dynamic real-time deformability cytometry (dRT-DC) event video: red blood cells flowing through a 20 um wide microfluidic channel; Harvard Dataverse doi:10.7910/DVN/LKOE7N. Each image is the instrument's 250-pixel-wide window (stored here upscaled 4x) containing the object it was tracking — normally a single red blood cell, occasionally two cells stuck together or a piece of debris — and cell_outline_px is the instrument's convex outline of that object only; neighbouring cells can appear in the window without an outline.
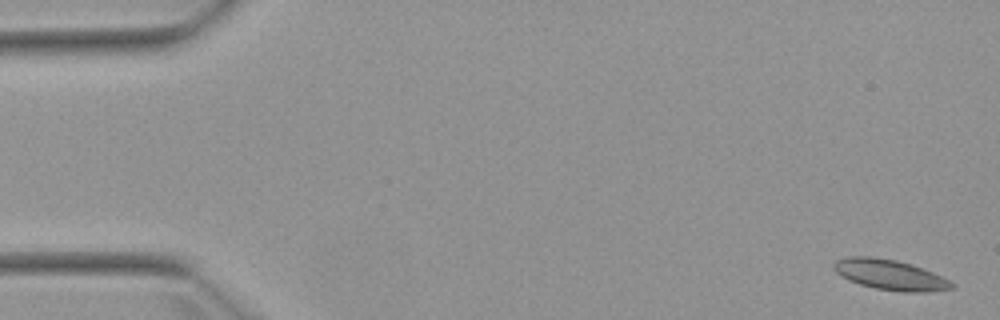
{"species": "Egyptian fruit bat (a non-hibernating species)", "species_latin": "Rousettus aegyptiacus", "temperature_condition": "warm", "stored_images_in_passage": 5, "camera_frame_rate_fps": 3000, "um_per_image_px": 0.085, "animal": {"sex": "female"}, "frame": {"image": 1, "passage_image": 1, "time_ms": 0.0, "image_size_px": [1000, 320], "cell_outline_px": [[956, 288], [928, 292], [904, 292], [876, 288], [860, 284], [848, 280], [840, 276], [832, 268], [832, 264], [836, 260], [848, 256], [872, 256], [896, 260], [912, 264], [932, 272], [956, 284]], "centroid_in_image_um": [75.64, 23.35], "position_along_channel_um": 9.4, "area_um2": 20.98}}
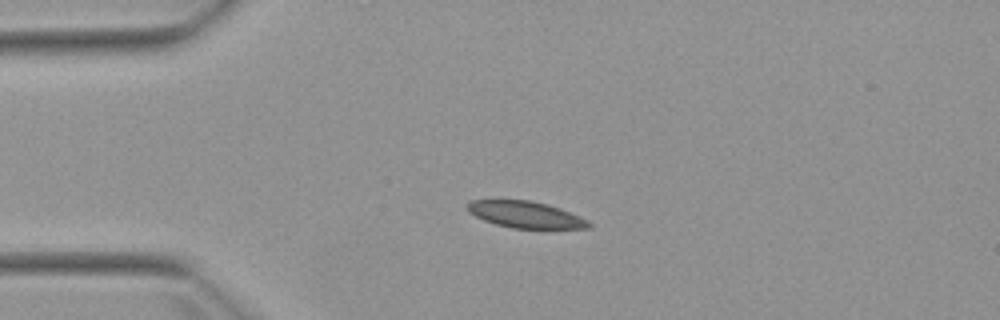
{"frame": {"image": 2, "passage_image": 4, "time_ms": 3.667, "image_size_px": [1000, 320], "cell_outline_px": [[592, 224], [588, 228], [512, 228], [496, 224], [484, 220], [468, 212], [464, 208], [472, 200], [528, 200], [548, 204], [560, 208], [580, 216], [588, 220]], "centroid_in_image_um": [44.66, 18.23], "position_along_channel_um": 40.3, "area_um2": 18.73}}